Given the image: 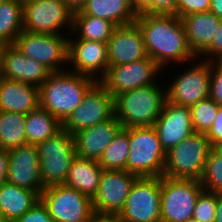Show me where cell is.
I'll use <instances>...</instances> for the list:
<instances>
[{
	"mask_svg": "<svg viewBox=\"0 0 222 222\" xmlns=\"http://www.w3.org/2000/svg\"><path fill=\"white\" fill-rule=\"evenodd\" d=\"M134 22L142 33L147 55L162 68L172 61L184 63L196 59L188 46L182 21L176 15L143 13Z\"/></svg>",
	"mask_w": 222,
	"mask_h": 222,
	"instance_id": "6da1fadb",
	"label": "cell"
},
{
	"mask_svg": "<svg viewBox=\"0 0 222 222\" xmlns=\"http://www.w3.org/2000/svg\"><path fill=\"white\" fill-rule=\"evenodd\" d=\"M96 82V79L68 69L52 72L39 87V105L63 123Z\"/></svg>",
	"mask_w": 222,
	"mask_h": 222,
	"instance_id": "7a4b0ae2",
	"label": "cell"
},
{
	"mask_svg": "<svg viewBox=\"0 0 222 222\" xmlns=\"http://www.w3.org/2000/svg\"><path fill=\"white\" fill-rule=\"evenodd\" d=\"M165 100L158 83L123 92L114 98L115 116L123 128L153 126Z\"/></svg>",
	"mask_w": 222,
	"mask_h": 222,
	"instance_id": "3957f363",
	"label": "cell"
},
{
	"mask_svg": "<svg viewBox=\"0 0 222 222\" xmlns=\"http://www.w3.org/2000/svg\"><path fill=\"white\" fill-rule=\"evenodd\" d=\"M126 171L138 177L163 176L166 152L153 126L129 128Z\"/></svg>",
	"mask_w": 222,
	"mask_h": 222,
	"instance_id": "277c9868",
	"label": "cell"
},
{
	"mask_svg": "<svg viewBox=\"0 0 222 222\" xmlns=\"http://www.w3.org/2000/svg\"><path fill=\"white\" fill-rule=\"evenodd\" d=\"M211 149L212 146L205 134L191 133L166 152L163 176L173 179L200 180Z\"/></svg>",
	"mask_w": 222,
	"mask_h": 222,
	"instance_id": "5b68a950",
	"label": "cell"
},
{
	"mask_svg": "<svg viewBox=\"0 0 222 222\" xmlns=\"http://www.w3.org/2000/svg\"><path fill=\"white\" fill-rule=\"evenodd\" d=\"M36 148L43 186L64 184L76 156L73 135L62 128L54 136L36 144Z\"/></svg>",
	"mask_w": 222,
	"mask_h": 222,
	"instance_id": "8992f818",
	"label": "cell"
},
{
	"mask_svg": "<svg viewBox=\"0 0 222 222\" xmlns=\"http://www.w3.org/2000/svg\"><path fill=\"white\" fill-rule=\"evenodd\" d=\"M199 180L161 176V222H186L192 218L199 194Z\"/></svg>",
	"mask_w": 222,
	"mask_h": 222,
	"instance_id": "52a82bcc",
	"label": "cell"
},
{
	"mask_svg": "<svg viewBox=\"0 0 222 222\" xmlns=\"http://www.w3.org/2000/svg\"><path fill=\"white\" fill-rule=\"evenodd\" d=\"M40 200L54 222H89L94 212L90 197L65 184L45 187Z\"/></svg>",
	"mask_w": 222,
	"mask_h": 222,
	"instance_id": "ba28073f",
	"label": "cell"
},
{
	"mask_svg": "<svg viewBox=\"0 0 222 222\" xmlns=\"http://www.w3.org/2000/svg\"><path fill=\"white\" fill-rule=\"evenodd\" d=\"M161 177H138L123 210L124 222H161Z\"/></svg>",
	"mask_w": 222,
	"mask_h": 222,
	"instance_id": "9c48e42d",
	"label": "cell"
},
{
	"mask_svg": "<svg viewBox=\"0 0 222 222\" xmlns=\"http://www.w3.org/2000/svg\"><path fill=\"white\" fill-rule=\"evenodd\" d=\"M61 34H44L22 31L14 46L26 57L44 64L52 72L64 71L60 64L68 63V41ZM59 65V66H58Z\"/></svg>",
	"mask_w": 222,
	"mask_h": 222,
	"instance_id": "30bf717a",
	"label": "cell"
},
{
	"mask_svg": "<svg viewBox=\"0 0 222 222\" xmlns=\"http://www.w3.org/2000/svg\"><path fill=\"white\" fill-rule=\"evenodd\" d=\"M115 115L113 96L97 81L82 103L65 119L62 128L70 134L105 122Z\"/></svg>",
	"mask_w": 222,
	"mask_h": 222,
	"instance_id": "8fae6325",
	"label": "cell"
},
{
	"mask_svg": "<svg viewBox=\"0 0 222 222\" xmlns=\"http://www.w3.org/2000/svg\"><path fill=\"white\" fill-rule=\"evenodd\" d=\"M161 68L148 56L140 61L109 66L98 82L115 98L123 92L156 84L153 78Z\"/></svg>",
	"mask_w": 222,
	"mask_h": 222,
	"instance_id": "7c38bea8",
	"label": "cell"
},
{
	"mask_svg": "<svg viewBox=\"0 0 222 222\" xmlns=\"http://www.w3.org/2000/svg\"><path fill=\"white\" fill-rule=\"evenodd\" d=\"M73 12L63 0L23 1V30L32 33L58 34L64 25L72 29ZM63 26V27H62Z\"/></svg>",
	"mask_w": 222,
	"mask_h": 222,
	"instance_id": "4fadbf2b",
	"label": "cell"
},
{
	"mask_svg": "<svg viewBox=\"0 0 222 222\" xmlns=\"http://www.w3.org/2000/svg\"><path fill=\"white\" fill-rule=\"evenodd\" d=\"M204 62V63H203ZM194 66V67H193ZM177 76L166 91V100L181 106H192L209 97L211 61H200Z\"/></svg>",
	"mask_w": 222,
	"mask_h": 222,
	"instance_id": "5bb4252c",
	"label": "cell"
},
{
	"mask_svg": "<svg viewBox=\"0 0 222 222\" xmlns=\"http://www.w3.org/2000/svg\"><path fill=\"white\" fill-rule=\"evenodd\" d=\"M137 178L126 170H103L97 194L92 199L93 210L119 214Z\"/></svg>",
	"mask_w": 222,
	"mask_h": 222,
	"instance_id": "9a60e30c",
	"label": "cell"
},
{
	"mask_svg": "<svg viewBox=\"0 0 222 222\" xmlns=\"http://www.w3.org/2000/svg\"><path fill=\"white\" fill-rule=\"evenodd\" d=\"M7 182L37 192L44 190L40 176L39 156L36 145L25 144L8 150Z\"/></svg>",
	"mask_w": 222,
	"mask_h": 222,
	"instance_id": "2e32d148",
	"label": "cell"
},
{
	"mask_svg": "<svg viewBox=\"0 0 222 222\" xmlns=\"http://www.w3.org/2000/svg\"><path fill=\"white\" fill-rule=\"evenodd\" d=\"M153 127L162 148L168 152L194 132L190 108L165 100L161 114Z\"/></svg>",
	"mask_w": 222,
	"mask_h": 222,
	"instance_id": "e0dca14e",
	"label": "cell"
},
{
	"mask_svg": "<svg viewBox=\"0 0 222 222\" xmlns=\"http://www.w3.org/2000/svg\"><path fill=\"white\" fill-rule=\"evenodd\" d=\"M107 44L109 66L140 61L148 57L138 25L116 26Z\"/></svg>",
	"mask_w": 222,
	"mask_h": 222,
	"instance_id": "ac0fdd59",
	"label": "cell"
},
{
	"mask_svg": "<svg viewBox=\"0 0 222 222\" xmlns=\"http://www.w3.org/2000/svg\"><path fill=\"white\" fill-rule=\"evenodd\" d=\"M68 61H71L74 71L80 75H86L93 79L100 71L101 78L109 67L107 44L86 39H70L68 41ZM96 73V75H95Z\"/></svg>",
	"mask_w": 222,
	"mask_h": 222,
	"instance_id": "d6986e66",
	"label": "cell"
},
{
	"mask_svg": "<svg viewBox=\"0 0 222 222\" xmlns=\"http://www.w3.org/2000/svg\"><path fill=\"white\" fill-rule=\"evenodd\" d=\"M51 73L44 64L26 57L14 45L4 47L0 77L40 87Z\"/></svg>",
	"mask_w": 222,
	"mask_h": 222,
	"instance_id": "ffe728a7",
	"label": "cell"
},
{
	"mask_svg": "<svg viewBox=\"0 0 222 222\" xmlns=\"http://www.w3.org/2000/svg\"><path fill=\"white\" fill-rule=\"evenodd\" d=\"M122 125L114 115L111 119L83 129L73 135L76 156L99 161Z\"/></svg>",
	"mask_w": 222,
	"mask_h": 222,
	"instance_id": "44dd1931",
	"label": "cell"
},
{
	"mask_svg": "<svg viewBox=\"0 0 222 222\" xmlns=\"http://www.w3.org/2000/svg\"><path fill=\"white\" fill-rule=\"evenodd\" d=\"M222 19L212 12L192 13L181 18L191 52L199 56L211 45Z\"/></svg>",
	"mask_w": 222,
	"mask_h": 222,
	"instance_id": "7402d4cb",
	"label": "cell"
},
{
	"mask_svg": "<svg viewBox=\"0 0 222 222\" xmlns=\"http://www.w3.org/2000/svg\"><path fill=\"white\" fill-rule=\"evenodd\" d=\"M39 106V87L0 77V111L27 115Z\"/></svg>",
	"mask_w": 222,
	"mask_h": 222,
	"instance_id": "603a6c76",
	"label": "cell"
},
{
	"mask_svg": "<svg viewBox=\"0 0 222 222\" xmlns=\"http://www.w3.org/2000/svg\"><path fill=\"white\" fill-rule=\"evenodd\" d=\"M39 200L40 195L35 191L9 182L0 185V213L7 222L20 218Z\"/></svg>",
	"mask_w": 222,
	"mask_h": 222,
	"instance_id": "cb8c5ba5",
	"label": "cell"
},
{
	"mask_svg": "<svg viewBox=\"0 0 222 222\" xmlns=\"http://www.w3.org/2000/svg\"><path fill=\"white\" fill-rule=\"evenodd\" d=\"M102 171L98 161L75 156L64 184L93 199L99 188Z\"/></svg>",
	"mask_w": 222,
	"mask_h": 222,
	"instance_id": "d4e9b609",
	"label": "cell"
},
{
	"mask_svg": "<svg viewBox=\"0 0 222 222\" xmlns=\"http://www.w3.org/2000/svg\"><path fill=\"white\" fill-rule=\"evenodd\" d=\"M81 11L87 15L106 19L115 26L131 24L137 18L130 0H88Z\"/></svg>",
	"mask_w": 222,
	"mask_h": 222,
	"instance_id": "484cf974",
	"label": "cell"
},
{
	"mask_svg": "<svg viewBox=\"0 0 222 222\" xmlns=\"http://www.w3.org/2000/svg\"><path fill=\"white\" fill-rule=\"evenodd\" d=\"M62 129V123L40 106L26 115L25 132L27 144H38L54 136Z\"/></svg>",
	"mask_w": 222,
	"mask_h": 222,
	"instance_id": "4316f807",
	"label": "cell"
},
{
	"mask_svg": "<svg viewBox=\"0 0 222 222\" xmlns=\"http://www.w3.org/2000/svg\"><path fill=\"white\" fill-rule=\"evenodd\" d=\"M116 26L102 18L84 14L81 10L73 13L72 32H77L78 39L107 43Z\"/></svg>",
	"mask_w": 222,
	"mask_h": 222,
	"instance_id": "83f0119b",
	"label": "cell"
},
{
	"mask_svg": "<svg viewBox=\"0 0 222 222\" xmlns=\"http://www.w3.org/2000/svg\"><path fill=\"white\" fill-rule=\"evenodd\" d=\"M23 31V1H0V42L14 45L17 36Z\"/></svg>",
	"mask_w": 222,
	"mask_h": 222,
	"instance_id": "f1b7e54d",
	"label": "cell"
},
{
	"mask_svg": "<svg viewBox=\"0 0 222 222\" xmlns=\"http://www.w3.org/2000/svg\"><path fill=\"white\" fill-rule=\"evenodd\" d=\"M26 114L0 111V149L11 150L27 144Z\"/></svg>",
	"mask_w": 222,
	"mask_h": 222,
	"instance_id": "f546056e",
	"label": "cell"
},
{
	"mask_svg": "<svg viewBox=\"0 0 222 222\" xmlns=\"http://www.w3.org/2000/svg\"><path fill=\"white\" fill-rule=\"evenodd\" d=\"M129 146V128H122L98 161L103 170H126Z\"/></svg>",
	"mask_w": 222,
	"mask_h": 222,
	"instance_id": "4dcf8cb0",
	"label": "cell"
},
{
	"mask_svg": "<svg viewBox=\"0 0 222 222\" xmlns=\"http://www.w3.org/2000/svg\"><path fill=\"white\" fill-rule=\"evenodd\" d=\"M219 107L210 97L190 106L194 132L206 134L214 123Z\"/></svg>",
	"mask_w": 222,
	"mask_h": 222,
	"instance_id": "1f68e13d",
	"label": "cell"
},
{
	"mask_svg": "<svg viewBox=\"0 0 222 222\" xmlns=\"http://www.w3.org/2000/svg\"><path fill=\"white\" fill-rule=\"evenodd\" d=\"M199 181L204 191L222 193V155L213 148L207 155L205 168Z\"/></svg>",
	"mask_w": 222,
	"mask_h": 222,
	"instance_id": "d6a6232c",
	"label": "cell"
},
{
	"mask_svg": "<svg viewBox=\"0 0 222 222\" xmlns=\"http://www.w3.org/2000/svg\"><path fill=\"white\" fill-rule=\"evenodd\" d=\"M217 194L202 191L196 201L192 218L198 222H214Z\"/></svg>",
	"mask_w": 222,
	"mask_h": 222,
	"instance_id": "836d02e7",
	"label": "cell"
},
{
	"mask_svg": "<svg viewBox=\"0 0 222 222\" xmlns=\"http://www.w3.org/2000/svg\"><path fill=\"white\" fill-rule=\"evenodd\" d=\"M209 97L222 106V61H211Z\"/></svg>",
	"mask_w": 222,
	"mask_h": 222,
	"instance_id": "e575fe53",
	"label": "cell"
},
{
	"mask_svg": "<svg viewBox=\"0 0 222 222\" xmlns=\"http://www.w3.org/2000/svg\"><path fill=\"white\" fill-rule=\"evenodd\" d=\"M211 0H177L176 16L180 19L192 13L210 11Z\"/></svg>",
	"mask_w": 222,
	"mask_h": 222,
	"instance_id": "d590c367",
	"label": "cell"
},
{
	"mask_svg": "<svg viewBox=\"0 0 222 222\" xmlns=\"http://www.w3.org/2000/svg\"><path fill=\"white\" fill-rule=\"evenodd\" d=\"M13 222H54L47 207L39 200L29 211Z\"/></svg>",
	"mask_w": 222,
	"mask_h": 222,
	"instance_id": "8d00e7d4",
	"label": "cell"
},
{
	"mask_svg": "<svg viewBox=\"0 0 222 222\" xmlns=\"http://www.w3.org/2000/svg\"><path fill=\"white\" fill-rule=\"evenodd\" d=\"M130 4L137 16L143 13L162 14V0H130Z\"/></svg>",
	"mask_w": 222,
	"mask_h": 222,
	"instance_id": "74e56055",
	"label": "cell"
},
{
	"mask_svg": "<svg viewBox=\"0 0 222 222\" xmlns=\"http://www.w3.org/2000/svg\"><path fill=\"white\" fill-rule=\"evenodd\" d=\"M201 55H209V59L207 58L206 61H213V57H215L214 60L216 61H222V20L219 25V30L215 34V38L211 45L201 54ZM213 55V57H212ZM217 57V58H216Z\"/></svg>",
	"mask_w": 222,
	"mask_h": 222,
	"instance_id": "f35d334b",
	"label": "cell"
},
{
	"mask_svg": "<svg viewBox=\"0 0 222 222\" xmlns=\"http://www.w3.org/2000/svg\"><path fill=\"white\" fill-rule=\"evenodd\" d=\"M213 147L217 142L222 141V106L218 108L216 118L213 125L205 134Z\"/></svg>",
	"mask_w": 222,
	"mask_h": 222,
	"instance_id": "ab89813d",
	"label": "cell"
},
{
	"mask_svg": "<svg viewBox=\"0 0 222 222\" xmlns=\"http://www.w3.org/2000/svg\"><path fill=\"white\" fill-rule=\"evenodd\" d=\"M89 222H124L119 214L93 212Z\"/></svg>",
	"mask_w": 222,
	"mask_h": 222,
	"instance_id": "60d3db41",
	"label": "cell"
},
{
	"mask_svg": "<svg viewBox=\"0 0 222 222\" xmlns=\"http://www.w3.org/2000/svg\"><path fill=\"white\" fill-rule=\"evenodd\" d=\"M9 166L8 150L0 149V185L7 182Z\"/></svg>",
	"mask_w": 222,
	"mask_h": 222,
	"instance_id": "b9f144b4",
	"label": "cell"
},
{
	"mask_svg": "<svg viewBox=\"0 0 222 222\" xmlns=\"http://www.w3.org/2000/svg\"><path fill=\"white\" fill-rule=\"evenodd\" d=\"M177 0H162V15H176Z\"/></svg>",
	"mask_w": 222,
	"mask_h": 222,
	"instance_id": "7bdbcfd3",
	"label": "cell"
},
{
	"mask_svg": "<svg viewBox=\"0 0 222 222\" xmlns=\"http://www.w3.org/2000/svg\"><path fill=\"white\" fill-rule=\"evenodd\" d=\"M67 7L74 13L81 10L88 0H63Z\"/></svg>",
	"mask_w": 222,
	"mask_h": 222,
	"instance_id": "ee69618b",
	"label": "cell"
},
{
	"mask_svg": "<svg viewBox=\"0 0 222 222\" xmlns=\"http://www.w3.org/2000/svg\"><path fill=\"white\" fill-rule=\"evenodd\" d=\"M210 12L219 19H222V0H211Z\"/></svg>",
	"mask_w": 222,
	"mask_h": 222,
	"instance_id": "f6af8a7d",
	"label": "cell"
},
{
	"mask_svg": "<svg viewBox=\"0 0 222 222\" xmlns=\"http://www.w3.org/2000/svg\"><path fill=\"white\" fill-rule=\"evenodd\" d=\"M214 222H222V193L217 194L216 213Z\"/></svg>",
	"mask_w": 222,
	"mask_h": 222,
	"instance_id": "bcb514c9",
	"label": "cell"
},
{
	"mask_svg": "<svg viewBox=\"0 0 222 222\" xmlns=\"http://www.w3.org/2000/svg\"><path fill=\"white\" fill-rule=\"evenodd\" d=\"M212 148L222 155V141L217 142Z\"/></svg>",
	"mask_w": 222,
	"mask_h": 222,
	"instance_id": "7dc6e473",
	"label": "cell"
},
{
	"mask_svg": "<svg viewBox=\"0 0 222 222\" xmlns=\"http://www.w3.org/2000/svg\"><path fill=\"white\" fill-rule=\"evenodd\" d=\"M5 46L6 45L4 43L0 42V72H1V67H2V55H3Z\"/></svg>",
	"mask_w": 222,
	"mask_h": 222,
	"instance_id": "c3c4849f",
	"label": "cell"
},
{
	"mask_svg": "<svg viewBox=\"0 0 222 222\" xmlns=\"http://www.w3.org/2000/svg\"><path fill=\"white\" fill-rule=\"evenodd\" d=\"M0 222H7L1 213H0Z\"/></svg>",
	"mask_w": 222,
	"mask_h": 222,
	"instance_id": "681fc988",
	"label": "cell"
},
{
	"mask_svg": "<svg viewBox=\"0 0 222 222\" xmlns=\"http://www.w3.org/2000/svg\"><path fill=\"white\" fill-rule=\"evenodd\" d=\"M186 222H198V221H196L195 219L191 218V219H189V220L186 221Z\"/></svg>",
	"mask_w": 222,
	"mask_h": 222,
	"instance_id": "f907efd6",
	"label": "cell"
}]
</instances>
